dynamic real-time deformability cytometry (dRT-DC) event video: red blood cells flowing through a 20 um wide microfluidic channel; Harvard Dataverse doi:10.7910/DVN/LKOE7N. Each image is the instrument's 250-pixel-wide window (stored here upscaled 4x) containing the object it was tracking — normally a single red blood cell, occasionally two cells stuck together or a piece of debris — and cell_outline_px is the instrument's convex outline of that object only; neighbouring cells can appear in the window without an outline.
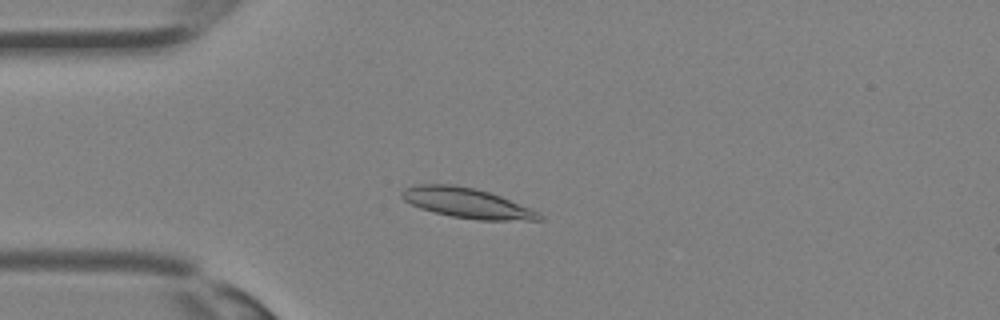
{"species": "Egyptian fruit bat (a non-hibernating species)", "species_latin": "Rousettus aegyptiacus", "temperature_condition": "room temperature", "stored_images_in_passage": 34, "camera_frame_rate_fps": 3000, "um_per_image_px": 0.085, "animal": {"sex": "female"}, "frame": {"image": 1, "passage_image": 8, "time_ms": 2.333, "image_size_px": [1000, 320], "cell_outline_px": [[544, 220], [480, 220], [452, 216], [432, 212], [420, 208], [404, 200], [400, 196], [400, 192], [404, 188], [416, 184], [448, 184], [472, 188], [488, 192], [500, 196], [528, 208], [544, 216]], "centroid_in_image_um": [39.62, 17.25], "position_along_channel_um": 45.4, "area_um2": 23.7}}
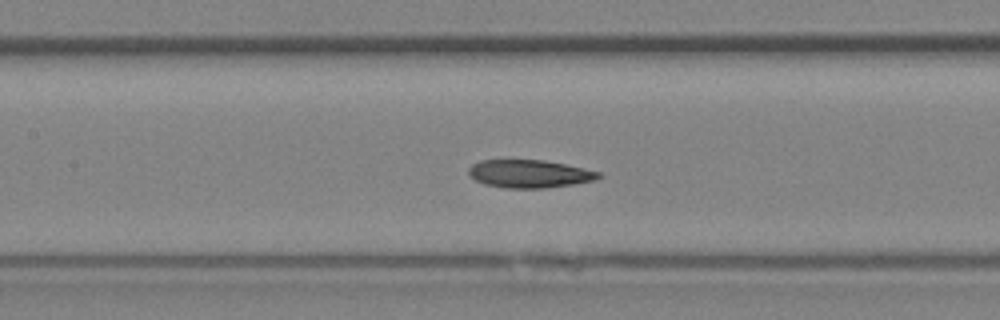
{"frame": {"image": 2, "passage_image": 15, "time_ms": 4.667, "image_size_px": [1000, 320], "cell_outline_px": [[604, 176], [596, 180], [548, 188], [504, 188], [484, 184], [476, 180], [468, 172], [468, 168], [472, 164], [480, 160], [544, 160], [584, 168], [600, 172]], "centroid_in_image_um": [45.02, 14.77], "position_along_channel_um": 162.4, "area_um2": 21.21}}
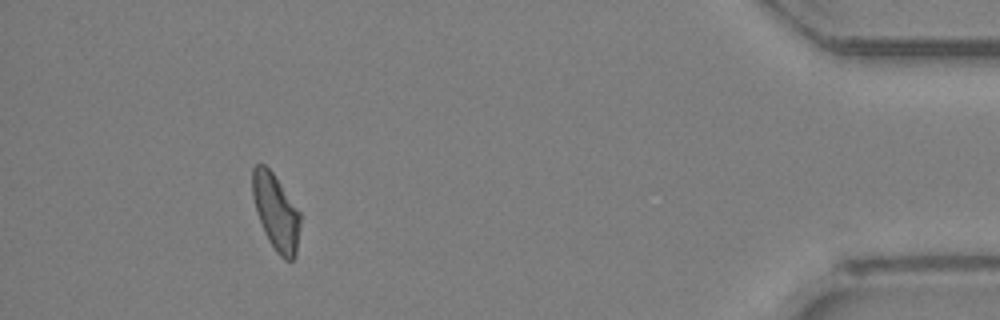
{"frame": {"image": 3, "passage_image": 31, "time_ms": 10.0, "image_size_px": [1000, 320], "cell_outline_px": [[300, 224], [296, 256], [292, 260], [284, 260], [276, 252], [268, 240], [264, 232], [252, 196], [252, 168], [256, 164], [264, 164], [272, 172], [300, 212]], "centroid_in_image_um": [23.45, 18.04], "position_along_channel_um": 411.7, "area_um2": 20.98}}